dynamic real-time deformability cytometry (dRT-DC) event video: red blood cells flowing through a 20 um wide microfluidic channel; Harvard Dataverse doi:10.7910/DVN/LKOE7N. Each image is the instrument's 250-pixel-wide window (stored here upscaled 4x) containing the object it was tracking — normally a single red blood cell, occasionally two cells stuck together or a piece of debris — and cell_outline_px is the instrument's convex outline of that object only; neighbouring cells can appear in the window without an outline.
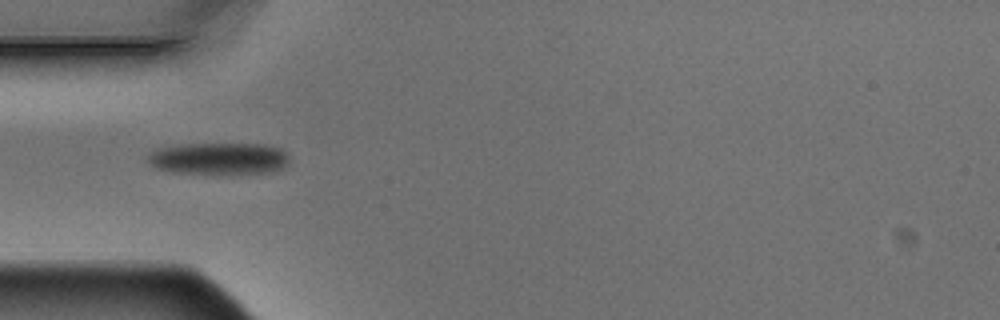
{"species": "Egyptian fruit bat (a non-hibernating species)", "species_latin": "Rousettus aegyptiacus", "temperature_condition": "warm", "stored_images_in_passage": 6, "camera_frame_rate_fps": 3000, "um_per_image_px": 0.085, "animal": {"sex": "male"}, "frame": {"image": 1, "passage_image": 1, "time_ms": 0.0, "image_size_px": [1000, 320], "cell_outline_px": [[292, 160], [284, 168], [276, 172], [232, 176], [216, 176], [172, 172], [152, 168], [144, 160], [144, 156], [148, 152], [156, 148], [184, 144], [264, 144], [280, 148]], "centroid_in_image_um": [18.57, 13.53], "position_along_channel_um": 66.4, "area_um2": 28.21}}
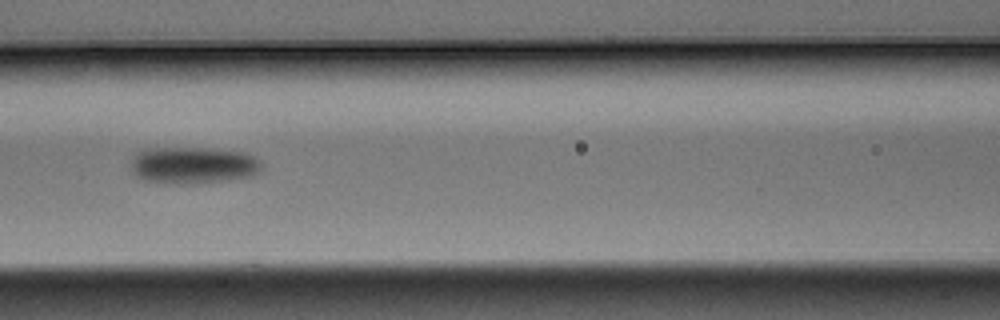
{"frame": {"image": 2, "passage_image": 3, "time_ms": 0.667, "image_size_px": [1000, 320], "cell_outline_px": [[260, 172], [252, 176], [228, 180], [184, 184], [168, 184], [144, 180], [136, 176], [132, 172], [128, 164], [132, 156], [136, 152], [144, 148], [208, 148], [248, 152], [256, 156], [260, 160]], "centroid_in_image_um": [16.37, 14.03], "position_along_channel_um": 150.2, "area_um2": 28.78}}
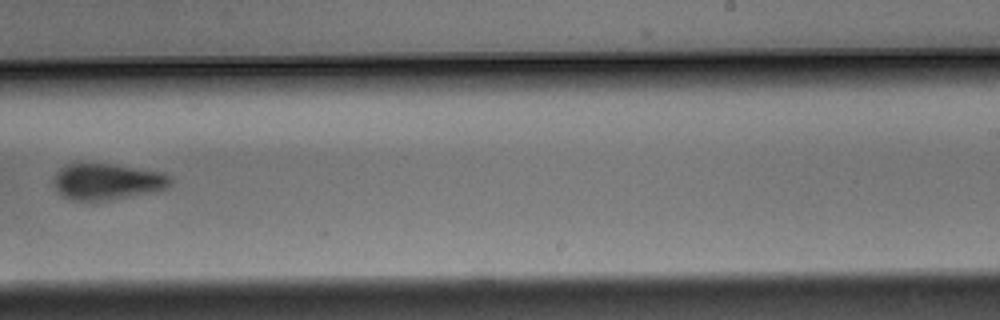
{"frame": {"image": 3, "passage_image": 6, "time_ms": 1.667, "image_size_px": [1000, 320], "cell_outline_px": [[172, 180], [168, 188], [156, 192], [108, 200], [72, 200], [64, 196], [52, 184], [52, 180], [56, 172], [60, 168], [68, 164], [112, 164], [160, 172], [168, 176]], "centroid_in_image_um": [9.11, 15.44], "position_along_channel_um": 279.9, "area_um2": 24.51}}